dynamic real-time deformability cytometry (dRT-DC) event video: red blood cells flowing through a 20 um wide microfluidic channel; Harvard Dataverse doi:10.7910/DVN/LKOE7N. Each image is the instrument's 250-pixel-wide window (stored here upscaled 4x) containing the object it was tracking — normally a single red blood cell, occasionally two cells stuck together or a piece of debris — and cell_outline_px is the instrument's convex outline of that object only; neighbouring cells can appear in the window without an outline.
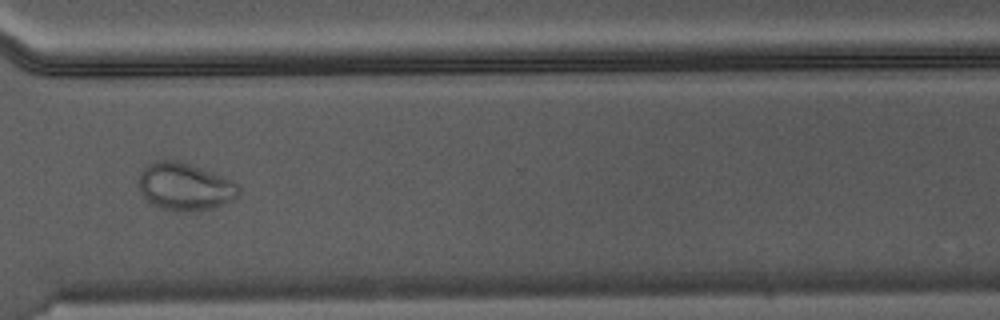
{"species": "Egyptian fruit bat (a non-hibernating species)", "species_latin": "Rousettus aegyptiacus", "temperature_condition": "warm", "stored_images_in_passage": 40, "camera_frame_rate_fps": 3000, "um_per_image_px": 0.085, "animal": {"sex": "male"}, "frame": {"image": 1, "passage_image": 29, "time_ms": 9.333, "image_size_px": [1000, 320], "cell_outline_px": [[240, 192], [232, 200], [224, 204], [212, 208], [196, 212], [176, 212], [160, 208], [148, 200], [140, 192], [136, 184], [140, 172], [152, 160], [176, 160], [236, 180], [240, 184]], "centroid_in_image_um": [15.72, 15.87], "position_along_channel_um": 354.9, "area_um2": 28.26}}